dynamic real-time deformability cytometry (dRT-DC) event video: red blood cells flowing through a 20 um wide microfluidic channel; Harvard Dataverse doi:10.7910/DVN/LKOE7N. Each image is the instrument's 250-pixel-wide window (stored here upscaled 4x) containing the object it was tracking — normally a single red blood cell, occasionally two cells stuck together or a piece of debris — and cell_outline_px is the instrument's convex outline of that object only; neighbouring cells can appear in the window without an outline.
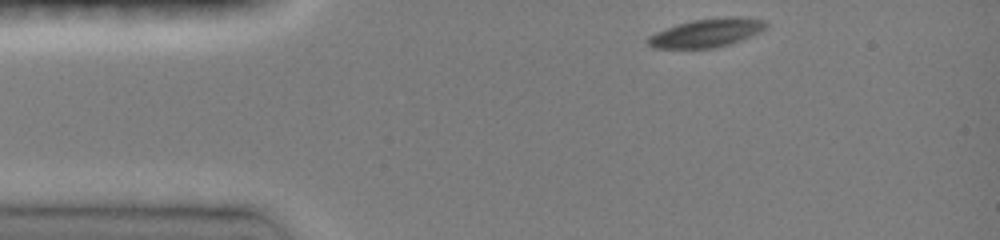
{"species": "common noctule bat (a hibernating species)", "species_latin": "Nyctalus noctula", "temperature_condition": "room temperature", "stored_images_in_passage": 36, "camera_frame_rate_fps": 3000, "um_per_image_px": 0.085, "animal": {"sex": "female", "body_mass_g": 19.0, "forearm_length_mm": 51.5}, "frame": {"image": 1, "passage_image": 1, "time_ms": 0.0, "image_size_px": [1000, 240], "cell_outline_px": [[768, 28], [760, 32], [740, 40], [716, 48], [652, 48], [644, 40], [648, 36], [656, 32], [676, 24], [692, 20], [728, 16], [732, 16], [764, 20], [768, 24]], "centroid_in_image_um": [60.04, 2.79], "position_along_channel_um": 25.0, "area_um2": 19.71}}
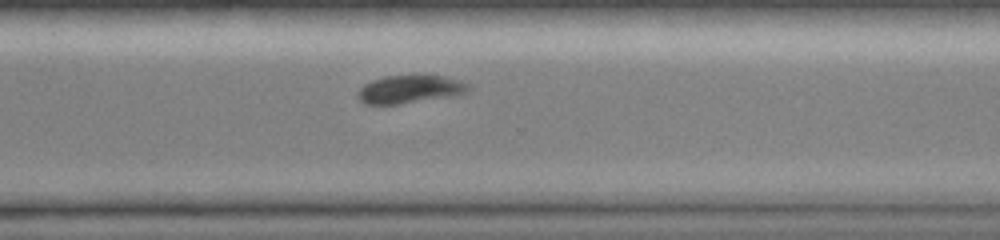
{"frame": {"image": 2, "passage_image": 28, "time_ms": 9.0, "image_size_px": [1000, 240], "cell_outline_px": [[472, 88], [468, 92], [456, 96], [396, 104], [364, 104], [356, 96], [360, 88], [364, 84], [372, 80], [384, 76], [444, 76], [460, 80], [468, 84]], "centroid_in_image_um": [34.86, 7.59], "position_along_channel_um": 335.7, "area_um2": 18.09}}
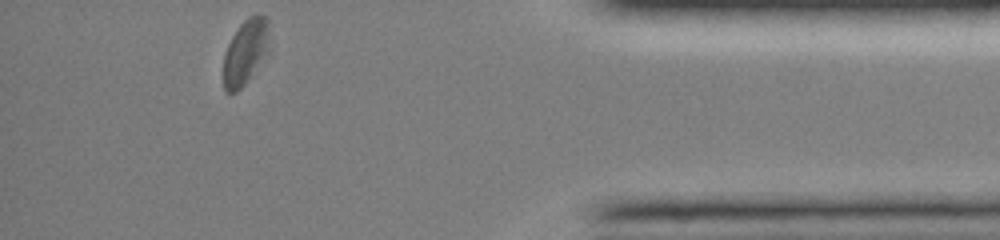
{"frame": {"image": 3, "passage_image": 36, "time_ms": 11.667, "image_size_px": [1000, 240], "cell_outline_px": [[272, 52], [248, 80], [236, 92], [228, 92], [224, 88], [224, 52], [232, 36], [240, 24], [248, 16], [256, 12], [264, 16], [268, 20], [272, 48]], "centroid_in_image_um": [20.95, 4.36], "position_along_channel_um": 414.2, "area_um2": 18.26}, "authors_computed_cell_mechanics": {"area_um2": 19.5364, "velocity_mm_per_s": 4.0409, "shape_relaxation_time_tau1_ms": 1.684, "shape_relaxation_time_tau2_ms": 3.3506, "deformation_change_tau1": 0.0992, "deformation_change_tau2": 0.0749}}